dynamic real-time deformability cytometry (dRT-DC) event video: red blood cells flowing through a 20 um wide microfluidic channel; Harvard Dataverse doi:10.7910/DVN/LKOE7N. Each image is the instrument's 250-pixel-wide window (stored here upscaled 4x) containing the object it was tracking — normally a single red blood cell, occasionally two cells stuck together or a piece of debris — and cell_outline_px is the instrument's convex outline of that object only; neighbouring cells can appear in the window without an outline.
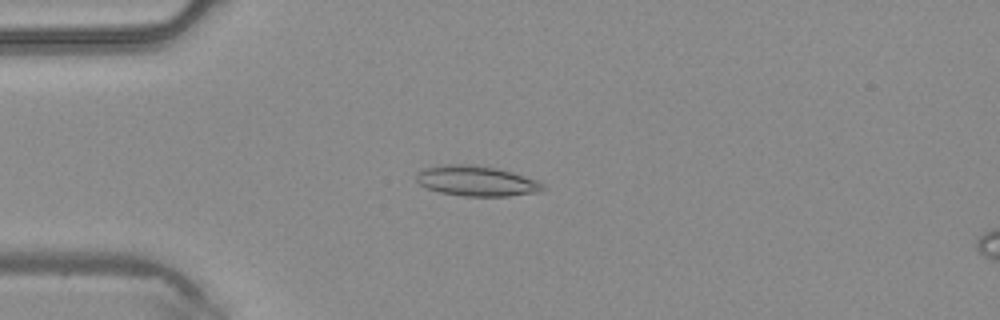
{"species": "common noctule bat (a hibernating species)", "species_latin": "Nyctalus noctula", "temperature_condition": "warm", "stored_images_in_passage": 4, "camera_frame_rate_fps": 3000, "um_per_image_px": 0.085, "animal": {"sex": "male", "body_mass_g": 20.4}, "frame": {"image": 1, "passage_image": 4, "time_ms": 1.0, "image_size_px": [1000, 320], "cell_outline_px": [[548, 188], [540, 192], [508, 196], [460, 196], [440, 192], [428, 188], [420, 184], [416, 180], [416, 172], [424, 168], [448, 164], [472, 164], [496, 168], [512, 172], [536, 180], [544, 184]], "centroid_in_image_um": [40.52, 15.38], "position_along_channel_um": 44.5, "area_um2": 22.43}}